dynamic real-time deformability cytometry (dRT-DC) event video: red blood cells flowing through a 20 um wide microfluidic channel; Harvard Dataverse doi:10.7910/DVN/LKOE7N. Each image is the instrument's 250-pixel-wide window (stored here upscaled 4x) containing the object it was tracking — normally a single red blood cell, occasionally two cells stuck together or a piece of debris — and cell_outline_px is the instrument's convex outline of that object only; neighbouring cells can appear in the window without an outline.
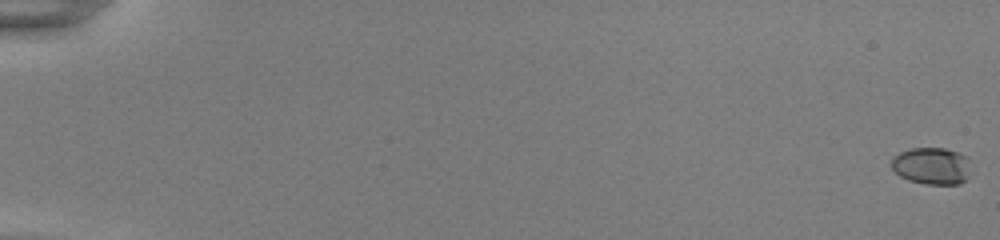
{"species": "common noctule bat (a hibernating species)", "species_latin": "Nyctalus noctula", "temperature_condition": "room temperature", "stored_images_in_passage": 55, "camera_frame_rate_fps": 3000, "um_per_image_px": 0.085, "animal": {"sex": "female", "body_mass_g": 22.0, "forearm_length_mm": 56.7}, "frame": {"image": 1, "passage_image": 1, "time_ms": 0.0, "image_size_px": [1000, 240], "cell_outline_px": [[968, 176], [960, 184], [928, 184], [908, 180], [900, 176], [892, 168], [892, 156], [900, 152], [912, 148], [944, 148], [968, 156]], "centroid_in_image_um": [79.17, 14.09], "position_along_channel_um": 5.8, "area_um2": 16.99}}
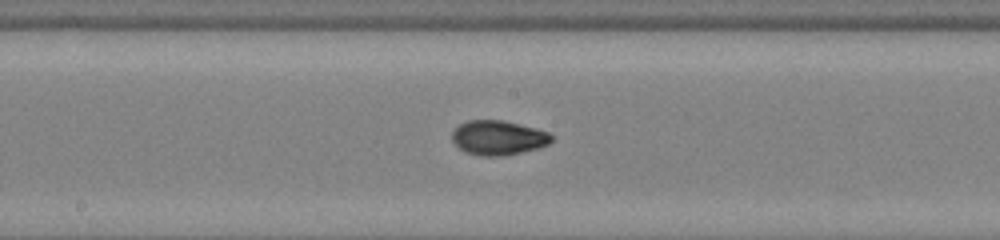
{"frame": {"image": 2, "passage_image": 32, "time_ms": 10.333, "image_size_px": [1000, 240], "cell_outline_px": [[552, 140], [548, 144], [540, 148], [500, 156], [480, 156], [468, 152], [460, 148], [452, 140], [452, 132], [460, 124], [468, 120], [504, 120], [536, 128], [548, 132], [552, 136]], "centroid_in_image_um": [42.36, 11.7], "position_along_channel_um": 205.8, "area_um2": 19.88}}
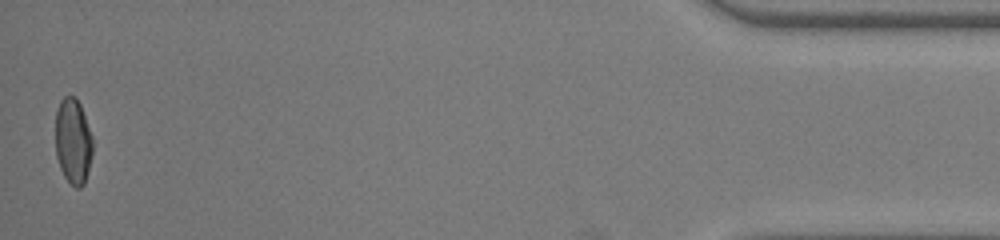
{"frame": {"image": 3, "passage_image": 55, "time_ms": 18.0, "image_size_px": [1000, 240], "cell_outline_px": [[92, 156], [84, 184], [80, 188], [76, 188], [64, 176], [60, 168], [56, 156], [56, 112], [60, 100], [64, 96], [76, 96], [80, 104], [92, 136]], "centroid_in_image_um": [6.21, 11.99], "position_along_channel_um": 429.0, "area_um2": 18.55}, "authors_computed_cell_mechanics": {"area_um2": 18.9584, "velocity_mm_per_s": 3.8823, "shape_relaxation_time_tau1_ms": 5.3005, "shape_relaxation_time_tau2_ms": 1.5923, "deformation_change_tau1": 0.1794, "deformation_change_tau2": 0.0534}}